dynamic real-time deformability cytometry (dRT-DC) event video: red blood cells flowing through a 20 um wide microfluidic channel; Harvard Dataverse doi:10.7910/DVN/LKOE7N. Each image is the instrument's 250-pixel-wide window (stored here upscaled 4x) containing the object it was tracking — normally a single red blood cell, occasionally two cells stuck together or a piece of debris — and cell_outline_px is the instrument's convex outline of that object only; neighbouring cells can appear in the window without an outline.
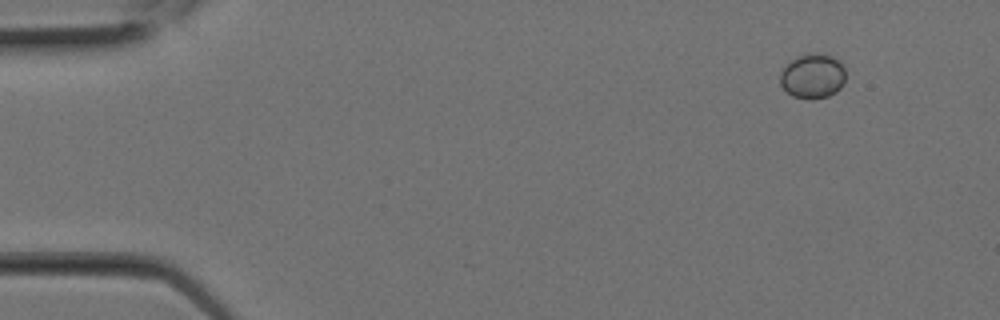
{"species": "Egyptian fruit bat (a non-hibernating species)", "species_latin": "Rousettus aegyptiacus", "temperature_condition": "room temperature", "stored_images_in_passage": 2, "camera_frame_rate_fps": 3000, "um_per_image_px": 0.085, "animal": {"sex": "female"}, "frame": {"image": 1, "passage_image": 1, "time_ms": 0.0, "image_size_px": [1000, 320], "cell_outline_px": [[844, 80], [840, 88], [836, 92], [828, 96], [812, 100], [804, 100], [792, 96], [780, 84], [780, 72], [796, 56], [812, 52], [820, 52], [832, 56], [840, 60], [844, 68]], "centroid_in_image_um": [69.08, 6.47], "position_along_channel_um": 15.9, "area_um2": 17.34}}